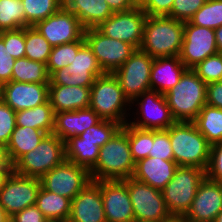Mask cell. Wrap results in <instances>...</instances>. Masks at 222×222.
Returning <instances> with one entry per match:
<instances>
[{
	"mask_svg": "<svg viewBox=\"0 0 222 222\" xmlns=\"http://www.w3.org/2000/svg\"><path fill=\"white\" fill-rule=\"evenodd\" d=\"M134 168L126 123L100 147L98 161L90 170V175L92 181L123 180L132 177Z\"/></svg>",
	"mask_w": 222,
	"mask_h": 222,
	"instance_id": "6da1fadb",
	"label": "cell"
},
{
	"mask_svg": "<svg viewBox=\"0 0 222 222\" xmlns=\"http://www.w3.org/2000/svg\"><path fill=\"white\" fill-rule=\"evenodd\" d=\"M184 22L169 16H147L140 49L153 58L179 56Z\"/></svg>",
	"mask_w": 222,
	"mask_h": 222,
	"instance_id": "7a4b0ae2",
	"label": "cell"
},
{
	"mask_svg": "<svg viewBox=\"0 0 222 222\" xmlns=\"http://www.w3.org/2000/svg\"><path fill=\"white\" fill-rule=\"evenodd\" d=\"M174 161L178 166H193L206 171L211 144L194 122H175L167 130Z\"/></svg>",
	"mask_w": 222,
	"mask_h": 222,
	"instance_id": "3957f363",
	"label": "cell"
},
{
	"mask_svg": "<svg viewBox=\"0 0 222 222\" xmlns=\"http://www.w3.org/2000/svg\"><path fill=\"white\" fill-rule=\"evenodd\" d=\"M206 83L193 69H186L180 81L165 94L176 122H193L206 104Z\"/></svg>",
	"mask_w": 222,
	"mask_h": 222,
	"instance_id": "277c9868",
	"label": "cell"
},
{
	"mask_svg": "<svg viewBox=\"0 0 222 222\" xmlns=\"http://www.w3.org/2000/svg\"><path fill=\"white\" fill-rule=\"evenodd\" d=\"M102 119L115 121L122 126L128 122L131 105L113 73L96 77L90 87V105Z\"/></svg>",
	"mask_w": 222,
	"mask_h": 222,
	"instance_id": "5b68a950",
	"label": "cell"
},
{
	"mask_svg": "<svg viewBox=\"0 0 222 222\" xmlns=\"http://www.w3.org/2000/svg\"><path fill=\"white\" fill-rule=\"evenodd\" d=\"M121 127L122 125L115 121L102 119L98 124L65 142L66 160L90 171L98 161L100 147Z\"/></svg>",
	"mask_w": 222,
	"mask_h": 222,
	"instance_id": "8992f818",
	"label": "cell"
},
{
	"mask_svg": "<svg viewBox=\"0 0 222 222\" xmlns=\"http://www.w3.org/2000/svg\"><path fill=\"white\" fill-rule=\"evenodd\" d=\"M206 177L204 169L178 166L174 177L162 190L164 201L172 217H184L189 211L199 184Z\"/></svg>",
	"mask_w": 222,
	"mask_h": 222,
	"instance_id": "52a82bcc",
	"label": "cell"
},
{
	"mask_svg": "<svg viewBox=\"0 0 222 222\" xmlns=\"http://www.w3.org/2000/svg\"><path fill=\"white\" fill-rule=\"evenodd\" d=\"M65 159V143L53 133L46 134L33 151L23 155L13 165V171L40 179Z\"/></svg>",
	"mask_w": 222,
	"mask_h": 222,
	"instance_id": "ba28073f",
	"label": "cell"
},
{
	"mask_svg": "<svg viewBox=\"0 0 222 222\" xmlns=\"http://www.w3.org/2000/svg\"><path fill=\"white\" fill-rule=\"evenodd\" d=\"M130 105L131 109H134L133 106L135 105V109H137H132V112H129L130 118L127 123L136 128L167 130L176 122L172 116L169 106L167 105L164 94L155 90L143 92L134 99Z\"/></svg>",
	"mask_w": 222,
	"mask_h": 222,
	"instance_id": "9c48e42d",
	"label": "cell"
},
{
	"mask_svg": "<svg viewBox=\"0 0 222 222\" xmlns=\"http://www.w3.org/2000/svg\"><path fill=\"white\" fill-rule=\"evenodd\" d=\"M103 74L95 55L85 43L74 54L68 67L58 69L49 76V85L91 87L95 78Z\"/></svg>",
	"mask_w": 222,
	"mask_h": 222,
	"instance_id": "30bf717a",
	"label": "cell"
},
{
	"mask_svg": "<svg viewBox=\"0 0 222 222\" xmlns=\"http://www.w3.org/2000/svg\"><path fill=\"white\" fill-rule=\"evenodd\" d=\"M153 60L148 53L136 49L130 58L113 72L130 103L143 92L151 90L150 74Z\"/></svg>",
	"mask_w": 222,
	"mask_h": 222,
	"instance_id": "8fae6325",
	"label": "cell"
},
{
	"mask_svg": "<svg viewBox=\"0 0 222 222\" xmlns=\"http://www.w3.org/2000/svg\"><path fill=\"white\" fill-rule=\"evenodd\" d=\"M84 40L104 73L116 71L136 50L126 42L105 36L97 28L85 29Z\"/></svg>",
	"mask_w": 222,
	"mask_h": 222,
	"instance_id": "7c38bea8",
	"label": "cell"
},
{
	"mask_svg": "<svg viewBox=\"0 0 222 222\" xmlns=\"http://www.w3.org/2000/svg\"><path fill=\"white\" fill-rule=\"evenodd\" d=\"M40 180L45 190L70 200L92 181L88 169L66 159Z\"/></svg>",
	"mask_w": 222,
	"mask_h": 222,
	"instance_id": "4fadbf2b",
	"label": "cell"
},
{
	"mask_svg": "<svg viewBox=\"0 0 222 222\" xmlns=\"http://www.w3.org/2000/svg\"><path fill=\"white\" fill-rule=\"evenodd\" d=\"M127 184L135 220H154L165 222L172 218L164 201L162 191L129 177L123 179Z\"/></svg>",
	"mask_w": 222,
	"mask_h": 222,
	"instance_id": "5bb4252c",
	"label": "cell"
},
{
	"mask_svg": "<svg viewBox=\"0 0 222 222\" xmlns=\"http://www.w3.org/2000/svg\"><path fill=\"white\" fill-rule=\"evenodd\" d=\"M146 18L147 14L136 6L127 11L114 12L96 28L109 38L126 42L135 49H140Z\"/></svg>",
	"mask_w": 222,
	"mask_h": 222,
	"instance_id": "9a60e30c",
	"label": "cell"
},
{
	"mask_svg": "<svg viewBox=\"0 0 222 222\" xmlns=\"http://www.w3.org/2000/svg\"><path fill=\"white\" fill-rule=\"evenodd\" d=\"M40 188L39 178L22 176L12 171L0 191V204L11 218L28 206L36 204Z\"/></svg>",
	"mask_w": 222,
	"mask_h": 222,
	"instance_id": "2e32d148",
	"label": "cell"
},
{
	"mask_svg": "<svg viewBox=\"0 0 222 222\" xmlns=\"http://www.w3.org/2000/svg\"><path fill=\"white\" fill-rule=\"evenodd\" d=\"M33 27L52 47L84 40L85 28L77 16L64 7Z\"/></svg>",
	"mask_w": 222,
	"mask_h": 222,
	"instance_id": "e0dca14e",
	"label": "cell"
},
{
	"mask_svg": "<svg viewBox=\"0 0 222 222\" xmlns=\"http://www.w3.org/2000/svg\"><path fill=\"white\" fill-rule=\"evenodd\" d=\"M218 52L214 29L184 22V39L179 59L187 69H193L208 56Z\"/></svg>",
	"mask_w": 222,
	"mask_h": 222,
	"instance_id": "ac0fdd59",
	"label": "cell"
},
{
	"mask_svg": "<svg viewBox=\"0 0 222 222\" xmlns=\"http://www.w3.org/2000/svg\"><path fill=\"white\" fill-rule=\"evenodd\" d=\"M101 197L107 222L135 220L127 184L123 180H101Z\"/></svg>",
	"mask_w": 222,
	"mask_h": 222,
	"instance_id": "d6986e66",
	"label": "cell"
},
{
	"mask_svg": "<svg viewBox=\"0 0 222 222\" xmlns=\"http://www.w3.org/2000/svg\"><path fill=\"white\" fill-rule=\"evenodd\" d=\"M222 210V191L218 182L207 179L199 184L184 222H214Z\"/></svg>",
	"mask_w": 222,
	"mask_h": 222,
	"instance_id": "ffe728a7",
	"label": "cell"
},
{
	"mask_svg": "<svg viewBox=\"0 0 222 222\" xmlns=\"http://www.w3.org/2000/svg\"><path fill=\"white\" fill-rule=\"evenodd\" d=\"M48 89L49 83L9 81L1 85V99L18 112L45 103Z\"/></svg>",
	"mask_w": 222,
	"mask_h": 222,
	"instance_id": "44dd1931",
	"label": "cell"
},
{
	"mask_svg": "<svg viewBox=\"0 0 222 222\" xmlns=\"http://www.w3.org/2000/svg\"><path fill=\"white\" fill-rule=\"evenodd\" d=\"M71 222H107L101 197V180L91 181L72 200Z\"/></svg>",
	"mask_w": 222,
	"mask_h": 222,
	"instance_id": "7402d4cb",
	"label": "cell"
},
{
	"mask_svg": "<svg viewBox=\"0 0 222 222\" xmlns=\"http://www.w3.org/2000/svg\"><path fill=\"white\" fill-rule=\"evenodd\" d=\"M102 118L91 108L55 113L53 134L64 143L98 124Z\"/></svg>",
	"mask_w": 222,
	"mask_h": 222,
	"instance_id": "603a6c76",
	"label": "cell"
},
{
	"mask_svg": "<svg viewBox=\"0 0 222 222\" xmlns=\"http://www.w3.org/2000/svg\"><path fill=\"white\" fill-rule=\"evenodd\" d=\"M177 167L174 160L147 157L135 163L132 178L162 191L174 177Z\"/></svg>",
	"mask_w": 222,
	"mask_h": 222,
	"instance_id": "cb8c5ba5",
	"label": "cell"
},
{
	"mask_svg": "<svg viewBox=\"0 0 222 222\" xmlns=\"http://www.w3.org/2000/svg\"><path fill=\"white\" fill-rule=\"evenodd\" d=\"M186 69L179 56L154 58L150 74L151 90L165 94L180 81Z\"/></svg>",
	"mask_w": 222,
	"mask_h": 222,
	"instance_id": "d4e9b609",
	"label": "cell"
},
{
	"mask_svg": "<svg viewBox=\"0 0 222 222\" xmlns=\"http://www.w3.org/2000/svg\"><path fill=\"white\" fill-rule=\"evenodd\" d=\"M48 101L54 113L89 108L90 87L49 85Z\"/></svg>",
	"mask_w": 222,
	"mask_h": 222,
	"instance_id": "484cf974",
	"label": "cell"
},
{
	"mask_svg": "<svg viewBox=\"0 0 222 222\" xmlns=\"http://www.w3.org/2000/svg\"><path fill=\"white\" fill-rule=\"evenodd\" d=\"M63 7L73 12L85 29L98 27L114 13L106 0H63Z\"/></svg>",
	"mask_w": 222,
	"mask_h": 222,
	"instance_id": "4316f807",
	"label": "cell"
},
{
	"mask_svg": "<svg viewBox=\"0 0 222 222\" xmlns=\"http://www.w3.org/2000/svg\"><path fill=\"white\" fill-rule=\"evenodd\" d=\"M45 135L38 129L16 126L4 149L6 160L13 166L23 155L33 151Z\"/></svg>",
	"mask_w": 222,
	"mask_h": 222,
	"instance_id": "83f0119b",
	"label": "cell"
},
{
	"mask_svg": "<svg viewBox=\"0 0 222 222\" xmlns=\"http://www.w3.org/2000/svg\"><path fill=\"white\" fill-rule=\"evenodd\" d=\"M55 113L47 100L31 109L16 112V126L31 127L51 134L54 130Z\"/></svg>",
	"mask_w": 222,
	"mask_h": 222,
	"instance_id": "f1b7e54d",
	"label": "cell"
},
{
	"mask_svg": "<svg viewBox=\"0 0 222 222\" xmlns=\"http://www.w3.org/2000/svg\"><path fill=\"white\" fill-rule=\"evenodd\" d=\"M193 122L211 145L222 142V109L205 104Z\"/></svg>",
	"mask_w": 222,
	"mask_h": 222,
	"instance_id": "f546056e",
	"label": "cell"
},
{
	"mask_svg": "<svg viewBox=\"0 0 222 222\" xmlns=\"http://www.w3.org/2000/svg\"><path fill=\"white\" fill-rule=\"evenodd\" d=\"M37 208L46 218L68 220L71 200L45 190L42 186L37 194Z\"/></svg>",
	"mask_w": 222,
	"mask_h": 222,
	"instance_id": "4dcf8cb0",
	"label": "cell"
},
{
	"mask_svg": "<svg viewBox=\"0 0 222 222\" xmlns=\"http://www.w3.org/2000/svg\"><path fill=\"white\" fill-rule=\"evenodd\" d=\"M11 81L29 83H49L46 64L27 57L15 59Z\"/></svg>",
	"mask_w": 222,
	"mask_h": 222,
	"instance_id": "1f68e13d",
	"label": "cell"
},
{
	"mask_svg": "<svg viewBox=\"0 0 222 222\" xmlns=\"http://www.w3.org/2000/svg\"><path fill=\"white\" fill-rule=\"evenodd\" d=\"M26 28L22 0H0V32Z\"/></svg>",
	"mask_w": 222,
	"mask_h": 222,
	"instance_id": "d6a6232c",
	"label": "cell"
},
{
	"mask_svg": "<svg viewBox=\"0 0 222 222\" xmlns=\"http://www.w3.org/2000/svg\"><path fill=\"white\" fill-rule=\"evenodd\" d=\"M22 3L26 15V27L34 26L63 7V0H22Z\"/></svg>",
	"mask_w": 222,
	"mask_h": 222,
	"instance_id": "836d02e7",
	"label": "cell"
},
{
	"mask_svg": "<svg viewBox=\"0 0 222 222\" xmlns=\"http://www.w3.org/2000/svg\"><path fill=\"white\" fill-rule=\"evenodd\" d=\"M52 46L33 26L25 28V57L47 64Z\"/></svg>",
	"mask_w": 222,
	"mask_h": 222,
	"instance_id": "e575fe53",
	"label": "cell"
},
{
	"mask_svg": "<svg viewBox=\"0 0 222 222\" xmlns=\"http://www.w3.org/2000/svg\"><path fill=\"white\" fill-rule=\"evenodd\" d=\"M85 44V40H78L68 44L52 47L46 67L49 76L56 70L66 68L72 63L74 54Z\"/></svg>",
	"mask_w": 222,
	"mask_h": 222,
	"instance_id": "d590c367",
	"label": "cell"
},
{
	"mask_svg": "<svg viewBox=\"0 0 222 222\" xmlns=\"http://www.w3.org/2000/svg\"><path fill=\"white\" fill-rule=\"evenodd\" d=\"M193 25L217 29L222 26V0H207L189 20Z\"/></svg>",
	"mask_w": 222,
	"mask_h": 222,
	"instance_id": "8d00e7d4",
	"label": "cell"
},
{
	"mask_svg": "<svg viewBox=\"0 0 222 222\" xmlns=\"http://www.w3.org/2000/svg\"><path fill=\"white\" fill-rule=\"evenodd\" d=\"M128 140L135 163L149 157L151 142H153V130L139 129L128 124Z\"/></svg>",
	"mask_w": 222,
	"mask_h": 222,
	"instance_id": "74e56055",
	"label": "cell"
},
{
	"mask_svg": "<svg viewBox=\"0 0 222 222\" xmlns=\"http://www.w3.org/2000/svg\"><path fill=\"white\" fill-rule=\"evenodd\" d=\"M193 70L206 84L222 81V53L208 56Z\"/></svg>",
	"mask_w": 222,
	"mask_h": 222,
	"instance_id": "f35d334b",
	"label": "cell"
},
{
	"mask_svg": "<svg viewBox=\"0 0 222 222\" xmlns=\"http://www.w3.org/2000/svg\"><path fill=\"white\" fill-rule=\"evenodd\" d=\"M0 37L14 59L25 57V28L2 31Z\"/></svg>",
	"mask_w": 222,
	"mask_h": 222,
	"instance_id": "ab89813d",
	"label": "cell"
},
{
	"mask_svg": "<svg viewBox=\"0 0 222 222\" xmlns=\"http://www.w3.org/2000/svg\"><path fill=\"white\" fill-rule=\"evenodd\" d=\"M149 157L174 160L169 133L166 130H153Z\"/></svg>",
	"mask_w": 222,
	"mask_h": 222,
	"instance_id": "60d3db41",
	"label": "cell"
},
{
	"mask_svg": "<svg viewBox=\"0 0 222 222\" xmlns=\"http://www.w3.org/2000/svg\"><path fill=\"white\" fill-rule=\"evenodd\" d=\"M16 127V112L0 99V146L5 149Z\"/></svg>",
	"mask_w": 222,
	"mask_h": 222,
	"instance_id": "b9f144b4",
	"label": "cell"
},
{
	"mask_svg": "<svg viewBox=\"0 0 222 222\" xmlns=\"http://www.w3.org/2000/svg\"><path fill=\"white\" fill-rule=\"evenodd\" d=\"M206 1L207 0H174L169 17L187 22Z\"/></svg>",
	"mask_w": 222,
	"mask_h": 222,
	"instance_id": "7bdbcfd3",
	"label": "cell"
},
{
	"mask_svg": "<svg viewBox=\"0 0 222 222\" xmlns=\"http://www.w3.org/2000/svg\"><path fill=\"white\" fill-rule=\"evenodd\" d=\"M205 173L209 180L215 182L222 180V142L211 145L210 159Z\"/></svg>",
	"mask_w": 222,
	"mask_h": 222,
	"instance_id": "ee69618b",
	"label": "cell"
},
{
	"mask_svg": "<svg viewBox=\"0 0 222 222\" xmlns=\"http://www.w3.org/2000/svg\"><path fill=\"white\" fill-rule=\"evenodd\" d=\"M174 0H142L139 7L147 16H169Z\"/></svg>",
	"mask_w": 222,
	"mask_h": 222,
	"instance_id": "f6af8a7d",
	"label": "cell"
},
{
	"mask_svg": "<svg viewBox=\"0 0 222 222\" xmlns=\"http://www.w3.org/2000/svg\"><path fill=\"white\" fill-rule=\"evenodd\" d=\"M15 59L9 54L0 37V85L11 81L12 69Z\"/></svg>",
	"mask_w": 222,
	"mask_h": 222,
	"instance_id": "bcb514c9",
	"label": "cell"
},
{
	"mask_svg": "<svg viewBox=\"0 0 222 222\" xmlns=\"http://www.w3.org/2000/svg\"><path fill=\"white\" fill-rule=\"evenodd\" d=\"M45 219L46 217L37 206L32 205L12 216L10 222H43Z\"/></svg>",
	"mask_w": 222,
	"mask_h": 222,
	"instance_id": "7dc6e473",
	"label": "cell"
},
{
	"mask_svg": "<svg viewBox=\"0 0 222 222\" xmlns=\"http://www.w3.org/2000/svg\"><path fill=\"white\" fill-rule=\"evenodd\" d=\"M206 104L222 109V81L206 85Z\"/></svg>",
	"mask_w": 222,
	"mask_h": 222,
	"instance_id": "c3c4849f",
	"label": "cell"
},
{
	"mask_svg": "<svg viewBox=\"0 0 222 222\" xmlns=\"http://www.w3.org/2000/svg\"><path fill=\"white\" fill-rule=\"evenodd\" d=\"M113 12L127 11L137 5L132 0H106Z\"/></svg>",
	"mask_w": 222,
	"mask_h": 222,
	"instance_id": "681fc988",
	"label": "cell"
},
{
	"mask_svg": "<svg viewBox=\"0 0 222 222\" xmlns=\"http://www.w3.org/2000/svg\"><path fill=\"white\" fill-rule=\"evenodd\" d=\"M12 171H13L12 165H0V191L3 188L5 180Z\"/></svg>",
	"mask_w": 222,
	"mask_h": 222,
	"instance_id": "f907efd6",
	"label": "cell"
},
{
	"mask_svg": "<svg viewBox=\"0 0 222 222\" xmlns=\"http://www.w3.org/2000/svg\"><path fill=\"white\" fill-rule=\"evenodd\" d=\"M214 32H215V40L218 51L222 53V26L215 29Z\"/></svg>",
	"mask_w": 222,
	"mask_h": 222,
	"instance_id": "816d5d0a",
	"label": "cell"
},
{
	"mask_svg": "<svg viewBox=\"0 0 222 222\" xmlns=\"http://www.w3.org/2000/svg\"><path fill=\"white\" fill-rule=\"evenodd\" d=\"M0 222H10V217L7 215L1 204H0Z\"/></svg>",
	"mask_w": 222,
	"mask_h": 222,
	"instance_id": "f5cc1de1",
	"label": "cell"
},
{
	"mask_svg": "<svg viewBox=\"0 0 222 222\" xmlns=\"http://www.w3.org/2000/svg\"><path fill=\"white\" fill-rule=\"evenodd\" d=\"M0 165H11L5 157L4 148L0 146Z\"/></svg>",
	"mask_w": 222,
	"mask_h": 222,
	"instance_id": "db71d44e",
	"label": "cell"
},
{
	"mask_svg": "<svg viewBox=\"0 0 222 222\" xmlns=\"http://www.w3.org/2000/svg\"><path fill=\"white\" fill-rule=\"evenodd\" d=\"M165 222H183V218L182 217H172Z\"/></svg>",
	"mask_w": 222,
	"mask_h": 222,
	"instance_id": "11a10c76",
	"label": "cell"
},
{
	"mask_svg": "<svg viewBox=\"0 0 222 222\" xmlns=\"http://www.w3.org/2000/svg\"><path fill=\"white\" fill-rule=\"evenodd\" d=\"M65 220L61 219H52V218H46L43 222H64Z\"/></svg>",
	"mask_w": 222,
	"mask_h": 222,
	"instance_id": "9f6ffc18",
	"label": "cell"
},
{
	"mask_svg": "<svg viewBox=\"0 0 222 222\" xmlns=\"http://www.w3.org/2000/svg\"><path fill=\"white\" fill-rule=\"evenodd\" d=\"M214 222H222V210L218 213V215L215 218Z\"/></svg>",
	"mask_w": 222,
	"mask_h": 222,
	"instance_id": "6f0895ef",
	"label": "cell"
},
{
	"mask_svg": "<svg viewBox=\"0 0 222 222\" xmlns=\"http://www.w3.org/2000/svg\"><path fill=\"white\" fill-rule=\"evenodd\" d=\"M133 222H160V221H154V220H134Z\"/></svg>",
	"mask_w": 222,
	"mask_h": 222,
	"instance_id": "680465c9",
	"label": "cell"
},
{
	"mask_svg": "<svg viewBox=\"0 0 222 222\" xmlns=\"http://www.w3.org/2000/svg\"><path fill=\"white\" fill-rule=\"evenodd\" d=\"M132 1H133L137 6H139L142 0H132Z\"/></svg>",
	"mask_w": 222,
	"mask_h": 222,
	"instance_id": "91938a15",
	"label": "cell"
},
{
	"mask_svg": "<svg viewBox=\"0 0 222 222\" xmlns=\"http://www.w3.org/2000/svg\"><path fill=\"white\" fill-rule=\"evenodd\" d=\"M218 184L220 185L221 191H222V180L217 181Z\"/></svg>",
	"mask_w": 222,
	"mask_h": 222,
	"instance_id": "94428289",
	"label": "cell"
}]
</instances>
